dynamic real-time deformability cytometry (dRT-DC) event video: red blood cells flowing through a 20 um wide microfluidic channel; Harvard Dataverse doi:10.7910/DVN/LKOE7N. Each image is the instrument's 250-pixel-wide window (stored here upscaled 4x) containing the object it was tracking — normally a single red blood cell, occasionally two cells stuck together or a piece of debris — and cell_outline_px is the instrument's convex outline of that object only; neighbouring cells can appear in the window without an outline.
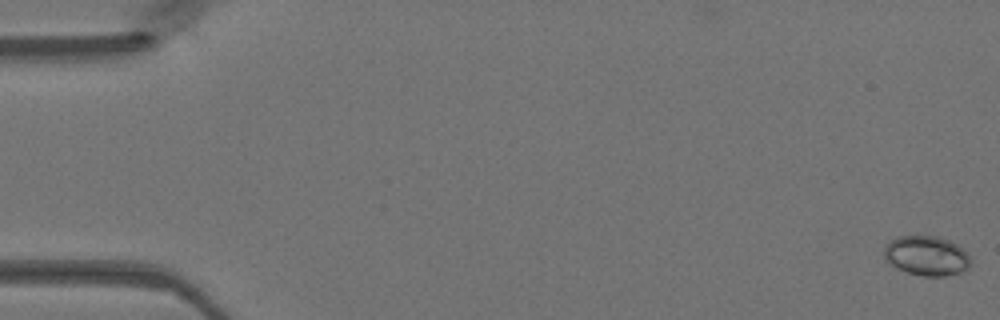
{"species": "Egyptian fruit bat (a non-hibernating species)", "species_latin": "Rousettus aegyptiacus", "temperature_condition": "warm", "stored_images_in_passage": 49, "camera_frame_rate_fps": 3000, "um_per_image_px": 0.085, "animal": {"sex": "female"}, "frame": {"image": 1, "passage_image": 1, "time_ms": 0.0, "image_size_px": [1000, 320], "cell_outline_px": [[972, 264], [964, 272], [944, 276], [920, 276], [896, 268], [884, 256], [884, 248], [896, 236], [936, 236], [948, 240], [956, 244], [972, 260]], "centroid_in_image_um": [78.78, 21.75], "position_along_channel_um": 6.2, "area_um2": 19.88}}
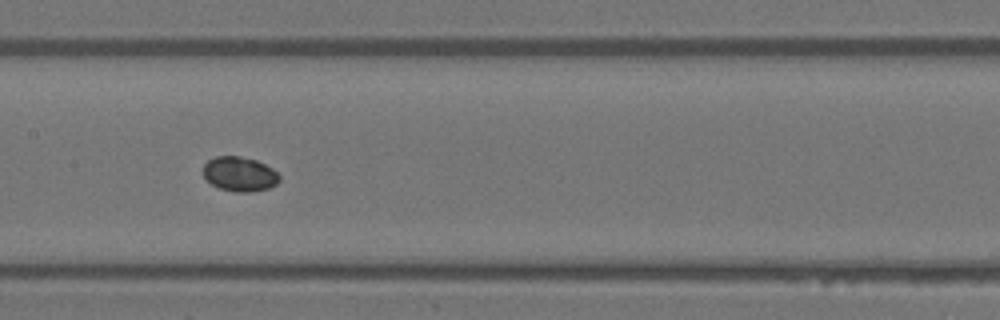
{"frame": {"image": 2, "passage_image": 25, "time_ms": 8.0, "image_size_px": [1000, 320], "cell_outline_px": [[280, 180], [276, 184], [268, 188], [248, 192], [236, 192], [220, 188], [212, 184], [204, 176], [204, 164], [208, 160], [216, 156], [240, 156], [256, 160], [272, 168], [280, 176]], "centroid_in_image_um": [20.37, 14.79], "position_along_channel_um": 187.0, "area_um2": 15.2}}
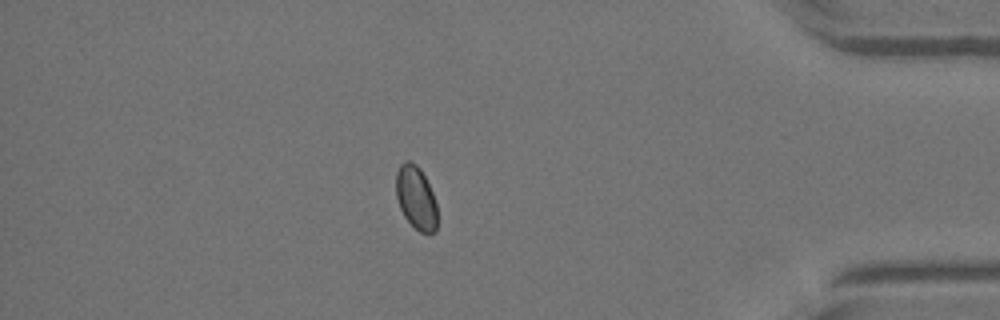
{"frame": {"image": 3, "passage_image": 43, "time_ms": 14.0, "image_size_px": [1000, 320], "cell_outline_px": [[436, 232], [420, 232], [404, 216], [400, 208], [396, 196], [396, 172], [400, 164], [404, 160], [408, 160], [416, 164], [420, 168], [432, 192], [436, 204]], "centroid_in_image_um": [35.34, 16.77], "position_along_channel_um": 399.9, "area_um2": 15.03}}